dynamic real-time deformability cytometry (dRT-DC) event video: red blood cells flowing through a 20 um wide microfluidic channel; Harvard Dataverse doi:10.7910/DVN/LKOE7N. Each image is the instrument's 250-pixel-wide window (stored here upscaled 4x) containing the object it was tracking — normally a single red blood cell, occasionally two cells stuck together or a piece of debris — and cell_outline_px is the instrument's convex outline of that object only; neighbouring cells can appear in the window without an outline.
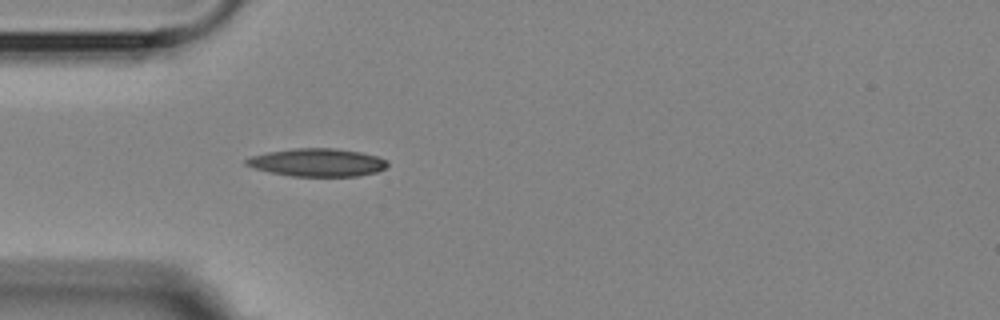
{"species": "Egyptian fruit bat (a non-hibernating species)", "species_latin": "Rousettus aegyptiacus", "temperature_condition": "room temperature", "stored_images_in_passage": 5, "camera_frame_rate_fps": 3000, "um_per_image_px": 0.085, "animal": {"sex": "female"}, "frame": {"image": 1, "passage_image": 5, "time_ms": 4.333, "image_size_px": [1000, 320], "cell_outline_px": [[388, 164], [384, 168], [376, 172], [360, 176], [292, 176], [272, 172], [256, 168], [244, 164], [244, 160], [252, 156], [268, 152], [292, 148], [336, 148], [360, 152], [376, 156], [384, 160]], "centroid_in_image_um": [26.96, 13.8], "position_along_channel_um": 58.0, "area_um2": 22.77}}